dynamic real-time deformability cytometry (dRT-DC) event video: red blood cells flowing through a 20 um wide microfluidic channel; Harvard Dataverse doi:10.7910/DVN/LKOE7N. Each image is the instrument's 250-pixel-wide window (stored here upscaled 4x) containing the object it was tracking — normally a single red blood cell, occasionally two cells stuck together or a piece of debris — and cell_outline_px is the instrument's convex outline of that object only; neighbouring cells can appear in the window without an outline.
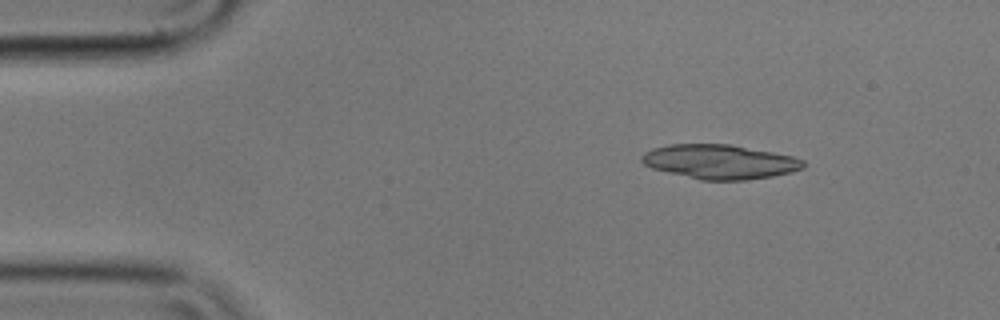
{"species": "common noctule bat (a hibernating species)", "species_latin": "Nyctalus noctula", "temperature_condition": "cold", "stored_images_in_passage": 35, "segment_of_instrument_passage": [1, 2], "camera_frame_rate_fps": 3000, "um_per_image_px": 0.085, "animal": {"sex": "male", "body_mass_g": 17.9}, "frame": {"image": 1, "passage_image": 1, "time_ms": 0.0, "image_size_px": [1000, 320], "cell_outline_px": [[804, 168], [792, 172], [772, 176], [748, 180], [700, 180], [652, 168], [644, 164], [640, 160], [640, 156], [644, 152], [652, 148], [668, 144], [728, 144], [772, 152], [792, 156], [804, 160]], "centroid_in_image_um": [61.16, 13.75], "position_along_channel_um": 23.8, "area_um2": 32.37}}